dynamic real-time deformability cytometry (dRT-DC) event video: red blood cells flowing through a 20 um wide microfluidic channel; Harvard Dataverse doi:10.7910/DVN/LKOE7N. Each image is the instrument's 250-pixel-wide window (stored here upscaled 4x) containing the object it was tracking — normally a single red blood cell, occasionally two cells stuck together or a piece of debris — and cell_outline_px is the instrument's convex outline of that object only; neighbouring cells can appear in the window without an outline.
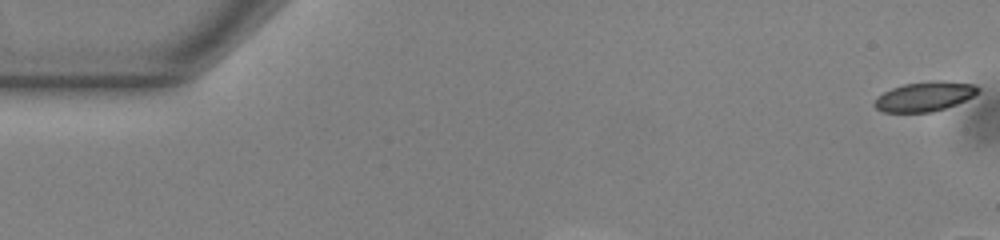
{"species": "common noctule bat (a hibernating species)", "species_latin": "Nyctalus noctula", "temperature_condition": "warm", "stored_images_in_passage": 7, "camera_frame_rate_fps": 3000, "um_per_image_px": 0.085, "animal": {"sex": "male", "body_mass_g": 13.0, "forearm_length_mm": 53.1}, "frame": {"image": 1, "passage_image": 1, "time_ms": 0.0, "image_size_px": [1000, 240], "cell_outline_px": [[980, 92], [956, 104], [932, 112], [884, 112], [876, 108], [872, 104], [884, 92], [892, 88], [904, 84], [936, 80], [944, 80], [976, 84], [980, 88]], "centroid_in_image_um": [78.63, 8.19], "position_along_channel_um": 6.4, "area_um2": 17.8}}